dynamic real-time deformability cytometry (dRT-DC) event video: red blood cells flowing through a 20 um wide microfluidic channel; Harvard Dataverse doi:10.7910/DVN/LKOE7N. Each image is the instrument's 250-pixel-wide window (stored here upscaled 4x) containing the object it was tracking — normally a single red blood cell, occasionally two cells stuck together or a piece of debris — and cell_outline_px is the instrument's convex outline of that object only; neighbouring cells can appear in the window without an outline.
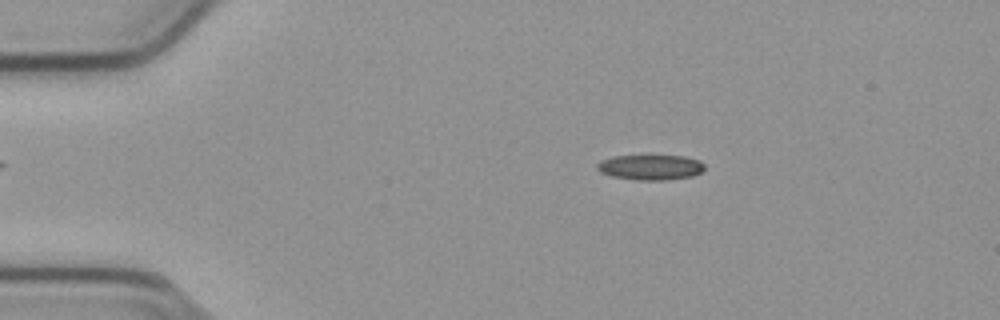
{"species": "common noctule bat (a hibernating species)", "species_latin": "Nyctalus noctula", "temperature_condition": "cold", "stored_images_in_passage": 48, "camera_frame_rate_fps": 3000, "um_per_image_px": 0.085, "animal": {"sex": "male", "body_mass_g": 23.1, "forearm_length_mm": 52.7}, "frame": {"image": 1, "passage_image": 4, "time_ms": 1.0, "image_size_px": [1000, 320], "cell_outline_px": [[704, 168], [700, 172], [692, 176], [668, 180], [636, 180], [612, 176], [600, 172], [596, 168], [596, 164], [600, 160], [612, 156], [684, 156], [700, 160], [704, 164]], "centroid_in_image_um": [55.27, 14.22], "position_along_channel_um": 29.7, "area_um2": 15.84}}
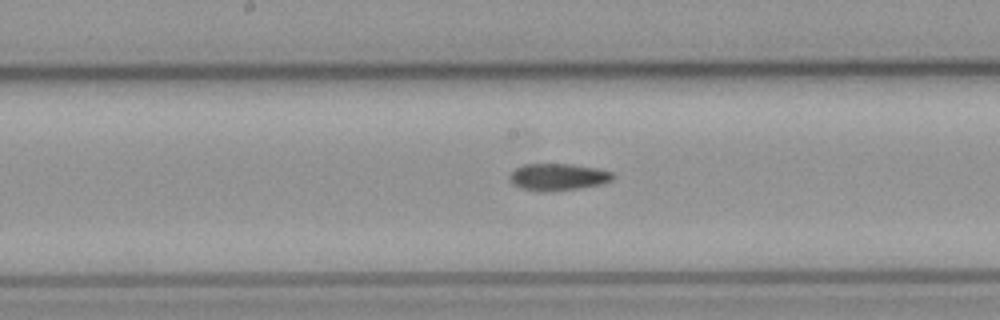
{"frame": {"image": 2, "passage_image": 22, "time_ms": 7.0, "image_size_px": [1000, 320], "cell_outline_px": [[612, 180], [604, 184], [576, 188], [544, 192], [520, 188], [512, 184], [508, 180], [508, 176], [516, 168], [524, 164], [572, 164], [596, 168], [612, 172]], "centroid_in_image_um": [47.38, 15.04], "position_along_channel_um": 200.8, "area_um2": 16.18}}
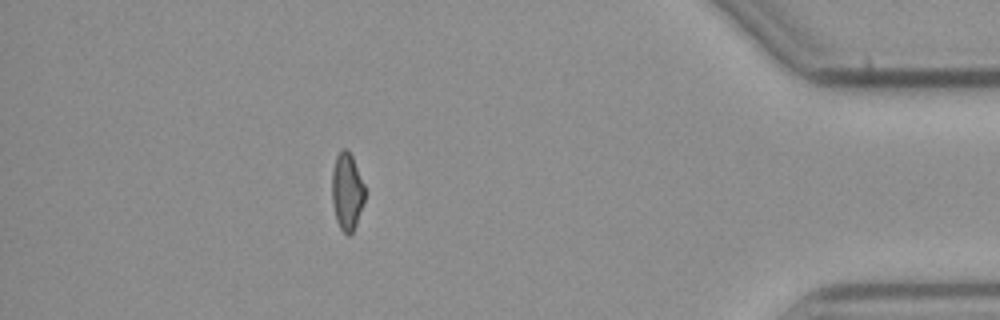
{"frame": {"image": 3, "passage_image": 42, "time_ms": 13.667, "image_size_px": [1000, 320], "cell_outline_px": [[364, 204], [356, 224], [352, 232], [348, 236], [340, 228], [336, 220], [332, 204], [332, 172], [336, 156], [344, 148], [348, 148], [352, 156], [364, 184]], "centroid_in_image_um": [29.49, 16.28], "position_along_channel_um": 405.7, "area_um2": 14.8}, "authors_computed_cell_mechanics": {"area_um2": 15.7794, "velocity_mm_per_s": 3.8094, "shape_relaxation_time_tau1_ms": null, "shape_relaxation_time_tau2_ms": 10.8752, "deformation_change_tau1": null, "deformation_change_tau2": 0.2015}}